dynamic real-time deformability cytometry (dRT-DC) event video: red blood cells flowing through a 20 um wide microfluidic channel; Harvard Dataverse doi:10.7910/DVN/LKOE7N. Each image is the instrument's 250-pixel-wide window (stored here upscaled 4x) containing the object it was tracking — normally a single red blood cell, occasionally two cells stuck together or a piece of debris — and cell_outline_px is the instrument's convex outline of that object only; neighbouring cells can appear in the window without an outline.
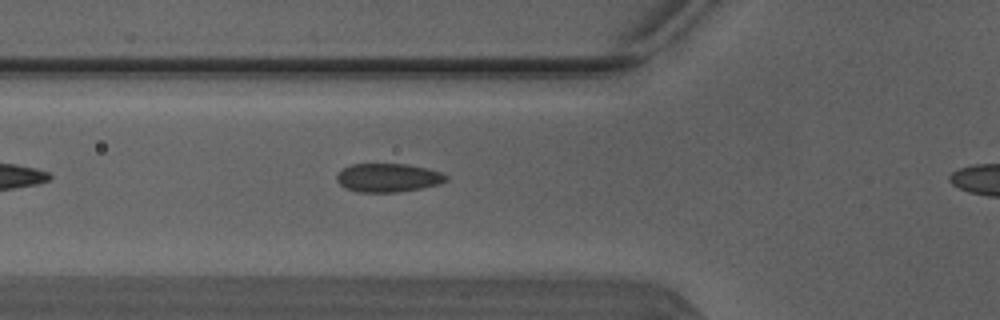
{"species": "Egyptian fruit bat (a non-hibernating species)", "species_latin": "Rousettus aegyptiacus", "temperature_condition": "warm", "stored_images_in_passage": 37, "camera_frame_rate_fps": 3000, "um_per_image_px": 0.085, "animal": {"sex": "male"}, "frame": {"image": 1, "passage_image": 11, "time_ms": 3.333, "image_size_px": [1000, 320], "cell_outline_px": [[448, 180], [440, 184], [420, 188], [396, 192], [360, 192], [348, 188], [340, 184], [336, 180], [336, 176], [344, 168], [352, 164], [408, 164], [428, 168], [440, 172], [448, 176]], "centroid_in_image_um": [33.02, 15.1], "position_along_channel_um": 92.8, "area_um2": 18.09}}
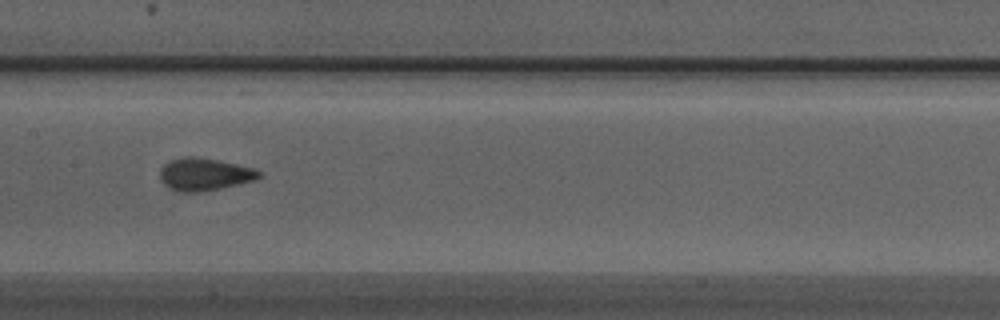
{"frame": {"image": 2, "passage_image": 18, "time_ms": 5.667, "image_size_px": [1000, 320], "cell_outline_px": [[260, 176], [252, 180], [220, 188], [196, 192], [180, 192], [164, 184], [160, 180], [160, 168], [164, 164], [172, 160], [184, 156], [192, 156], [216, 160], [236, 164], [252, 168], [260, 172]], "centroid_in_image_um": [17.31, 14.81], "position_along_channel_um": 190.1, "area_um2": 18.26}}
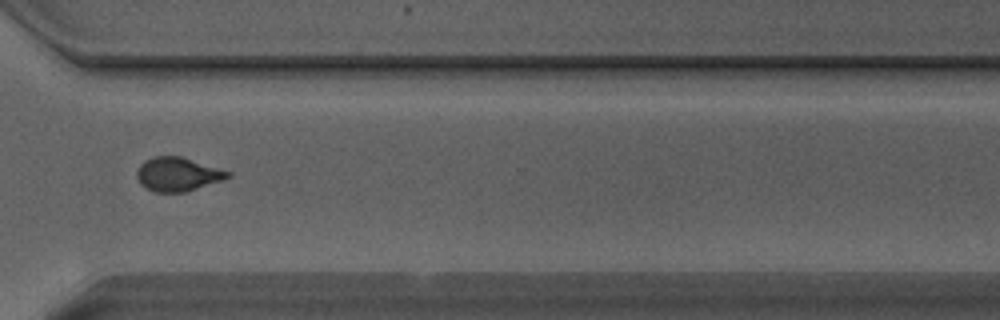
{"frame": {"image": 3, "passage_image": 30, "time_ms": 9.667, "image_size_px": [1000, 320], "cell_outline_px": [[232, 176], [184, 192], [156, 192], [140, 184], [136, 176], [136, 172], [140, 164], [144, 160], [152, 156], [180, 156], [232, 172]], "centroid_in_image_um": [15.07, 14.79], "position_along_channel_um": 355.5, "area_um2": 17.74}, "authors_computed_cell_mechanics": {"area_um2": 18.2648, "velocity_mm_per_s": 4.144, "shape_relaxation_time_tau1_ms": 3.9967, "shape_relaxation_time_tau2_ms": 0.9082, "deformation_change_tau1": 0.1146, "deformation_change_tau2": 0.0546}}